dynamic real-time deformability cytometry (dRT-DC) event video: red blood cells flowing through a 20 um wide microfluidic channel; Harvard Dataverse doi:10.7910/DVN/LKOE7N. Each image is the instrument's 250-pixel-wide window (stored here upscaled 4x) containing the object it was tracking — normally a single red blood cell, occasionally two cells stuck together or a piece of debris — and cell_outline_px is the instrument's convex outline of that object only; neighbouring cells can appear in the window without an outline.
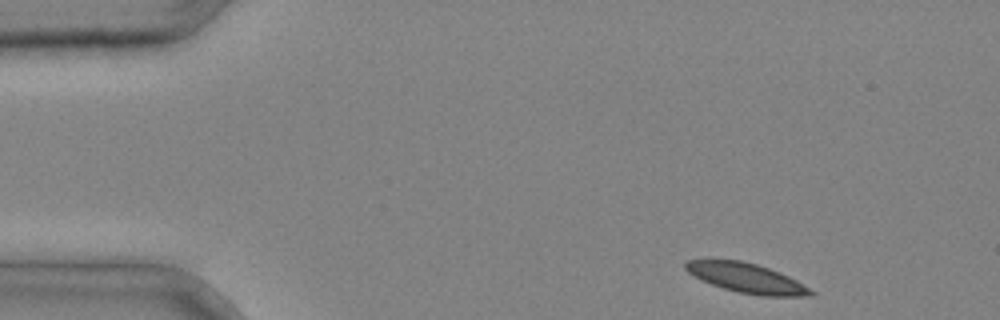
{"species": "common noctule bat (a hibernating species)", "species_latin": "Nyctalus noctula", "temperature_condition": "cold", "stored_images_in_passage": 4, "segment_of_instrument_passage": [1, 2], "camera_frame_rate_fps": 3000, "um_per_image_px": 0.085, "animal": {"sex": "male", "body_mass_g": 20.4}, "frame": {"image": 1, "passage_image": 1, "time_ms": 0.0, "image_size_px": [1000, 320], "cell_outline_px": [[816, 296], [760, 296], [740, 292], [724, 288], [700, 280], [688, 272], [684, 268], [684, 260], [740, 260], [756, 264], [780, 272], [796, 280], [816, 292]], "centroid_in_image_um": [63.47, 23.64], "position_along_channel_um": 21.5, "area_um2": 21.56}}